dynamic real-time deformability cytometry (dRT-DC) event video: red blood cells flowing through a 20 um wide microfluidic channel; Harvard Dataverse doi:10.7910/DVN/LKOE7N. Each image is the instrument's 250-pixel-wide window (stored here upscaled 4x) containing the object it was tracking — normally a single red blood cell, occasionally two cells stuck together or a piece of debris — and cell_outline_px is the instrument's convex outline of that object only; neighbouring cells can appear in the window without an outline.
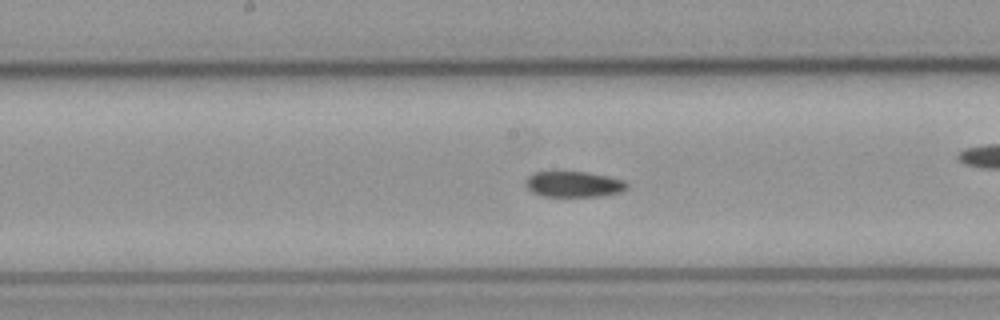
{"species": "common noctule bat (a hibernating species)", "species_latin": "Nyctalus noctula", "temperature_condition": "cold", "stored_images_in_passage": 48, "camera_frame_rate_fps": 3000, "um_per_image_px": 0.085, "animal": {"sex": "male", "body_mass_g": 23.1, "forearm_length_mm": 52.7}, "frame": {"image": 1, "passage_image": 21, "time_ms": 6.667, "image_size_px": [1000, 320], "cell_outline_px": [[628, 188], [620, 192], [600, 196], [544, 196], [532, 192], [524, 184], [524, 180], [532, 172], [584, 172], [608, 176], [624, 180], [628, 184]], "centroid_in_image_um": [48.75, 15.65], "position_along_channel_um": 199.5, "area_um2": 15.2}}
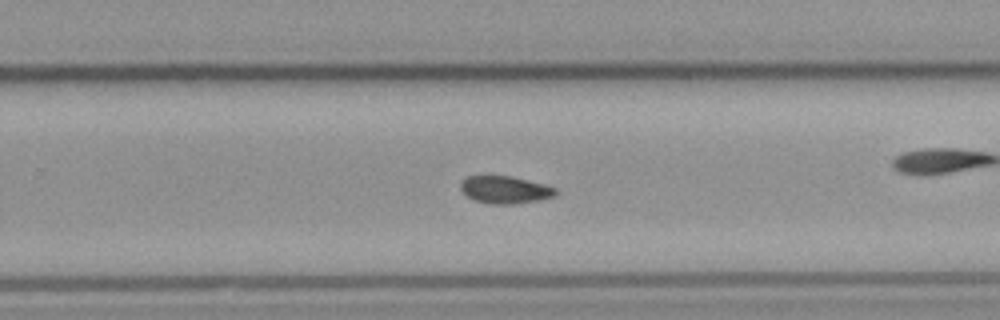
{"frame": {"image": 2, "passage_image": 28, "time_ms": 9.0, "image_size_px": [1000, 320], "cell_outline_px": [[556, 196], [540, 200], [516, 204], [488, 204], [472, 200], [460, 188], [460, 184], [468, 176], [512, 176], [544, 184], [556, 188]], "centroid_in_image_um": [42.95, 16.14], "position_along_channel_um": 286.9, "area_um2": 15.26}}